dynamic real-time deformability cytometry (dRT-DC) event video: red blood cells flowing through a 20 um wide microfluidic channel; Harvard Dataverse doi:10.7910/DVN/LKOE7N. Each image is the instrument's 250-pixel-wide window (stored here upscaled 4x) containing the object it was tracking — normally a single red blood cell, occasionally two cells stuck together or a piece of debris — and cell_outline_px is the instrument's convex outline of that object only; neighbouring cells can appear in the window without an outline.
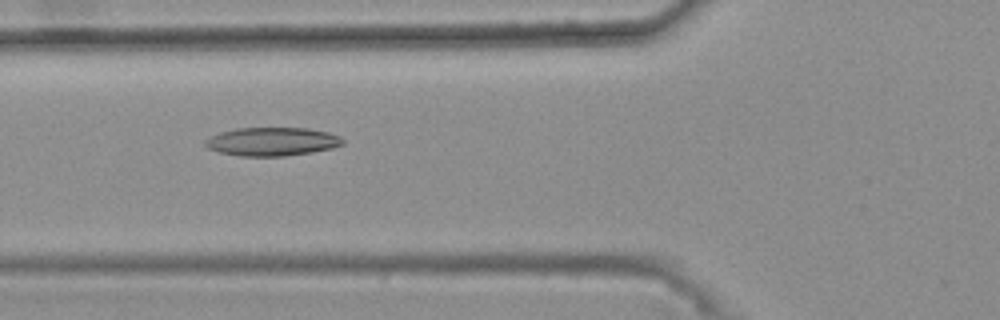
{"species": "common noctule bat (a hibernating species)", "species_latin": "Nyctalus noctula", "temperature_condition": "warm", "stored_images_in_passage": 49, "camera_frame_rate_fps": 3000, "um_per_image_px": 0.085, "animal": {"sex": "female", "body_mass_g": 25.1}, "frame": {"image": 1, "passage_image": 20, "time_ms": 6.333, "image_size_px": [1000, 320], "cell_outline_px": [[344, 144], [332, 148], [312, 152], [284, 156], [240, 156], [220, 152], [208, 148], [204, 144], [204, 140], [208, 136], [220, 132], [236, 128], [308, 128], [328, 132], [340, 136], [344, 140]], "centroid_in_image_um": [23.11, 12.03], "position_along_channel_um": 102.7, "area_um2": 22.95}}
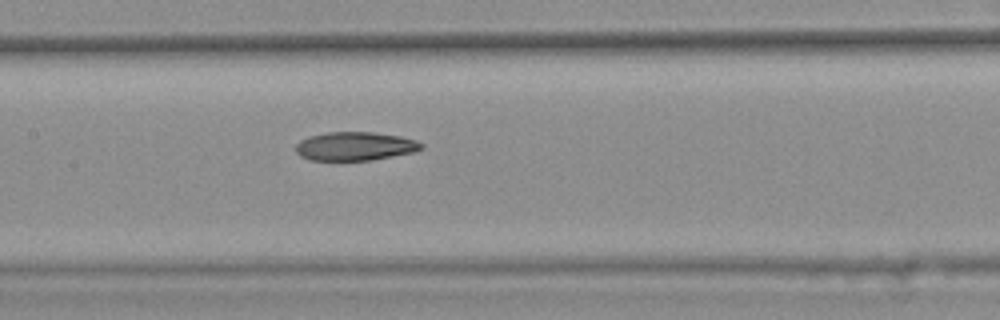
{"frame": {"image": 2, "passage_image": 26, "time_ms": 8.333, "image_size_px": [1000, 320], "cell_outline_px": [[424, 148], [412, 152], [372, 160], [308, 160], [300, 156], [296, 152], [296, 144], [300, 140], [308, 136], [328, 132], [372, 132], [400, 136], [416, 140], [424, 144]], "centroid_in_image_um": [30.16, 12.42], "position_along_channel_um": 177.2, "area_um2": 20.98}}
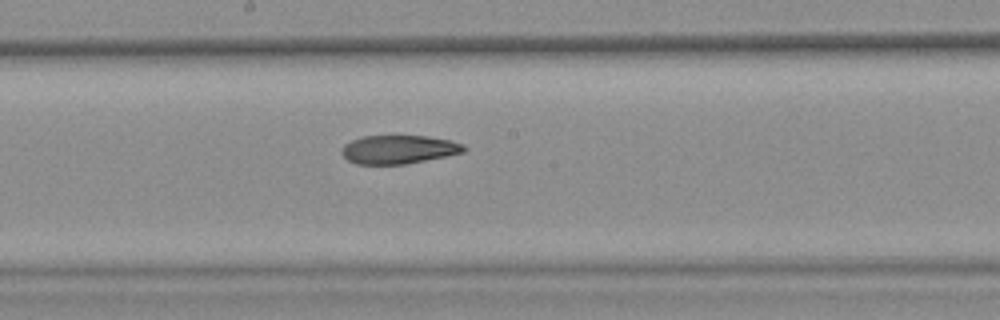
{"frame": {"image": 3, "passage_image": 29, "time_ms": 9.333, "image_size_px": [1000, 320], "cell_outline_px": [[468, 148], [464, 152], [448, 156], [404, 164], [356, 164], [348, 160], [340, 152], [340, 148], [344, 144], [360, 136], [428, 136], [448, 140], [464, 144]], "centroid_in_image_um": [33.88, 12.7], "position_along_channel_um": 214.3, "area_um2": 20.46}, "authors_computed_cell_mechanics": {"area_um2": 21.7906, "velocity_mm_per_s": 3.7204, "shape_relaxation_time_tau1_ms": null, "shape_relaxation_time_tau2_ms": 5.6114, "deformation_change_tau1": null, "deformation_change_tau2": 0.1403}}